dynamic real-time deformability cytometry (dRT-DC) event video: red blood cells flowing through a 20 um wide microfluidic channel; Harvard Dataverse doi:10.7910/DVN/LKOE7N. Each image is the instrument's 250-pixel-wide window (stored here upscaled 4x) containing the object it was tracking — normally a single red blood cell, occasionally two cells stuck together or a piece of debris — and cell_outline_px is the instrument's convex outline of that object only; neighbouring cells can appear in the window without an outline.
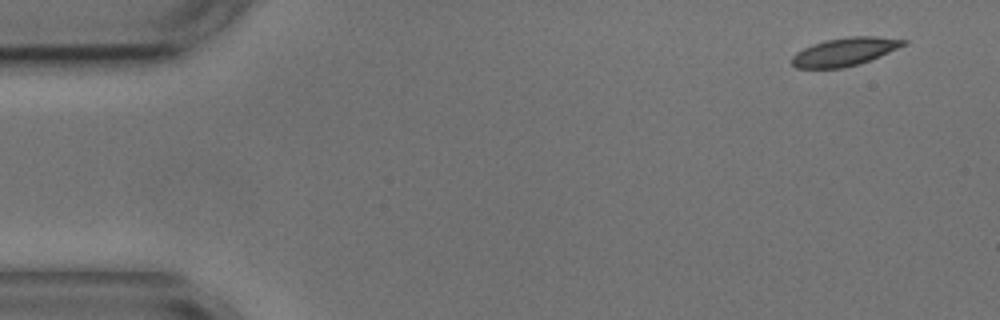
{"species": "common noctule bat (a hibernating species)", "species_latin": "Nyctalus noctula", "temperature_condition": "cold", "stored_images_in_passage": 2, "camera_frame_rate_fps": 3000, "um_per_image_px": 0.085, "animal": {"sex": "male", "body_mass_g": 17.9, "forearm_length_mm": 54.2}, "frame": {"image": 1, "passage_image": 1, "time_ms": 0.0, "image_size_px": [1000, 320], "cell_outline_px": [[908, 44], [880, 56], [844, 68], [796, 68], [792, 64], [792, 56], [796, 52], [812, 44], [824, 40], [848, 36], [876, 36], [908, 40]], "centroid_in_image_um": [71.81, 4.38], "position_along_channel_um": 13.2, "area_um2": 18.32}}